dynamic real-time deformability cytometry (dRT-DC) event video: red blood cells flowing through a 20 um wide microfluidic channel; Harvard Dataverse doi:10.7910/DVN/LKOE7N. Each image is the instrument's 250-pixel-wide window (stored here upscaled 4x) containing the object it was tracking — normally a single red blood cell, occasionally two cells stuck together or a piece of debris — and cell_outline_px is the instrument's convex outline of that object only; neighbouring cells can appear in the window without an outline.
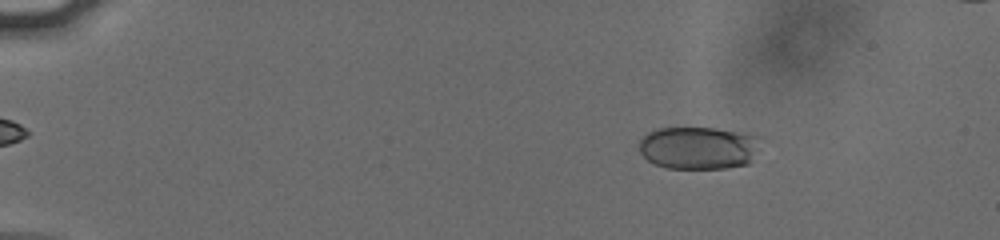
{"species": "human", "species_latin": "Homo sapiens", "temperature_condition": "cold", "stored_images_in_passage": 16, "camera_frame_rate_fps": 3000, "um_per_image_px": 0.085, "donor": {"sex": "male"}, "frame": {"image": 1, "passage_image": 7, "time_ms": 2.0, "image_size_px": [1000, 240], "cell_outline_px": [[752, 136], [748, 164], [724, 168], [668, 168], [656, 164], [648, 160], [640, 152], [640, 140], [648, 132], [656, 128], [716, 128], [736, 132]], "centroid_in_image_um": [59.16, 12.57], "position_along_channel_um": 25.8, "area_um2": 28.73}}